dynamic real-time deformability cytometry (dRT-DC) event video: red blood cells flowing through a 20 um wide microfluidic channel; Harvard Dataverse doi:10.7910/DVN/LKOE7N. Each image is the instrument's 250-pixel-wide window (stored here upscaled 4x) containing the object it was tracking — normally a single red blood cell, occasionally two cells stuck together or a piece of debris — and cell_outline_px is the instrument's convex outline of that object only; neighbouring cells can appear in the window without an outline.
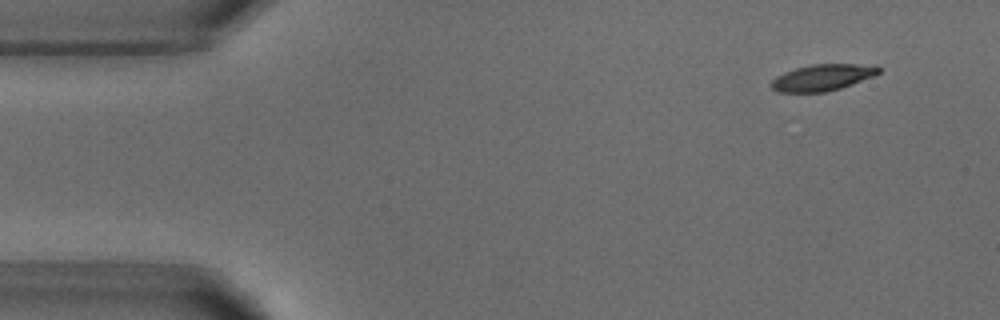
{"species": "common noctule bat (a hibernating species)", "species_latin": "Nyctalus noctula", "temperature_condition": "warm", "stored_images_in_passage": 4, "camera_frame_rate_fps": 3000, "um_per_image_px": 0.085, "animal": {"sex": "male", "body_mass_g": 18.8}, "frame": {"image": 1, "passage_image": 1, "time_ms": 0.0, "image_size_px": [1000, 320], "cell_outline_px": [[880, 72], [872, 76], [852, 84], [840, 88], [824, 92], [776, 92], [768, 84], [776, 76], [784, 72], [796, 68], [812, 64], [876, 64], [880, 68]], "centroid_in_image_um": [69.89, 6.58], "position_along_channel_um": 15.1, "area_um2": 16.59}}